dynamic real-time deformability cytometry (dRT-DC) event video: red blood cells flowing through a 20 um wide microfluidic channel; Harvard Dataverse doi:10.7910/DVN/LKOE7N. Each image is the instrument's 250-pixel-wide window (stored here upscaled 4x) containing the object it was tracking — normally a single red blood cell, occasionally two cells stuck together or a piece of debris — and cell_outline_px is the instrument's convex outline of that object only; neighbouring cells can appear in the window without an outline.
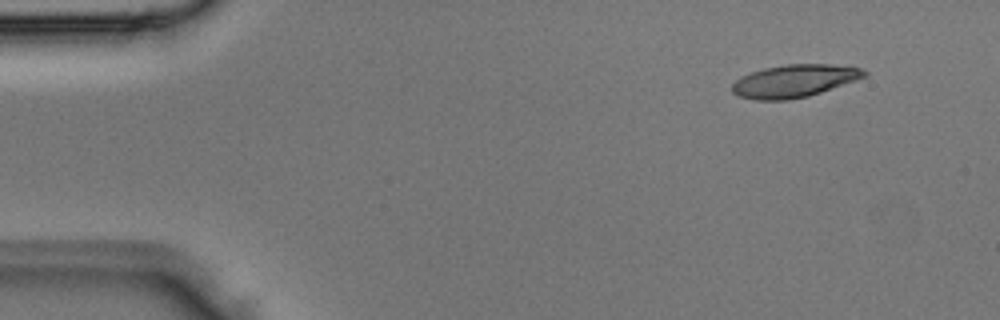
{"species": "Egyptian fruit bat (a non-hibernating species)", "species_latin": "Rousettus aegyptiacus", "temperature_condition": "room temperature", "stored_images_in_passage": 3, "camera_frame_rate_fps": 3000, "um_per_image_px": 0.085, "animal": {"sex": "male"}, "frame": {"image": 1, "passage_image": 1, "time_ms": 0.0, "image_size_px": [1000, 320], "cell_outline_px": [[868, 76], [808, 96], [784, 100], [756, 100], [740, 96], [732, 92], [732, 84], [740, 76], [764, 68], [788, 64], [828, 64], [860, 68], [868, 72]], "centroid_in_image_um": [67.5, 6.88], "position_along_channel_um": 17.5, "area_um2": 24.91}}